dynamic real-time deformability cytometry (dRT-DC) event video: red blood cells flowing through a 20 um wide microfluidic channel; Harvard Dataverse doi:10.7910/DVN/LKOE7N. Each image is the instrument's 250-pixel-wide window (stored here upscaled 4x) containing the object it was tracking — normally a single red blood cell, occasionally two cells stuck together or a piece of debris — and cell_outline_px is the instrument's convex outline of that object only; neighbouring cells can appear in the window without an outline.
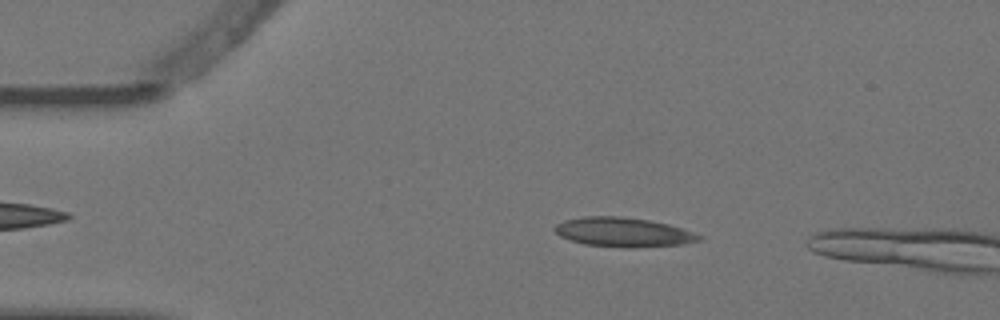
{"species": "Egyptian fruit bat (a non-hibernating species)", "species_latin": "Rousettus aegyptiacus", "temperature_condition": "warm", "stored_images_in_passage": 3, "camera_frame_rate_fps": 3000, "um_per_image_px": 0.085, "animal": {"sex": "female"}, "frame": {"image": 1, "passage_image": 2, "time_ms": 0.333, "image_size_px": [1000, 320], "cell_outline_px": [[704, 236], [700, 240], [684, 244], [628, 248], [624, 248], [584, 244], [560, 236], [552, 228], [556, 224], [564, 220], [584, 216], [620, 216], [648, 220], [668, 224]], "centroid_in_image_um": [52.96, 19.73], "position_along_channel_um": 32.0, "area_um2": 24.62}}